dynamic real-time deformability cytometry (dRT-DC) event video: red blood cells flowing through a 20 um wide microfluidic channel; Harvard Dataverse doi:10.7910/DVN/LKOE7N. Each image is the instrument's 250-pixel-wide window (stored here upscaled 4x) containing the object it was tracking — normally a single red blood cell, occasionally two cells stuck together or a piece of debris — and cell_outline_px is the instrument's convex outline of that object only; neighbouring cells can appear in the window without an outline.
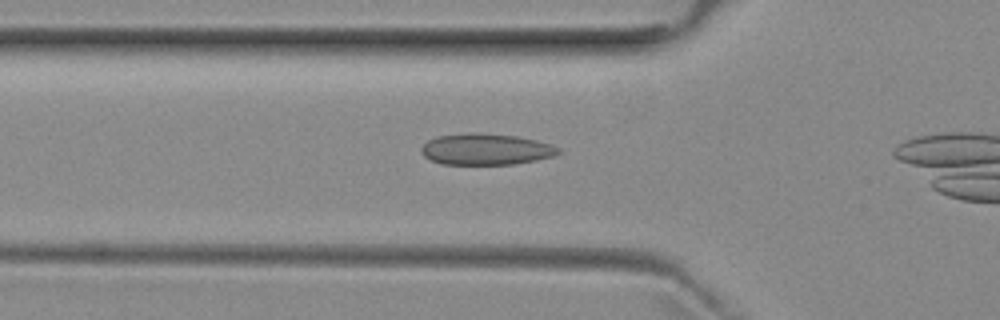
{"species": "common noctule bat (a hibernating species)", "species_latin": "Nyctalus noctula", "temperature_condition": "room temperature", "stored_images_in_passage": 26, "camera_frame_rate_fps": 3000, "um_per_image_px": 0.085, "animal": {"sex": "female", "body_mass_g": 29.2, "forearm_length_mm": 56.3}, "frame": {"image": 1, "passage_image": 2, "time_ms": 0.333, "image_size_px": [1000, 320], "cell_outline_px": [[560, 152], [552, 156], [536, 160], [512, 164], [440, 164], [424, 156], [420, 152], [420, 148], [428, 140], [436, 136], [472, 132], [476, 132], [516, 136], [536, 140], [552, 144], [560, 148]], "centroid_in_image_um": [41.28, 12.68], "position_along_channel_um": 84.5, "area_um2": 25.03}}
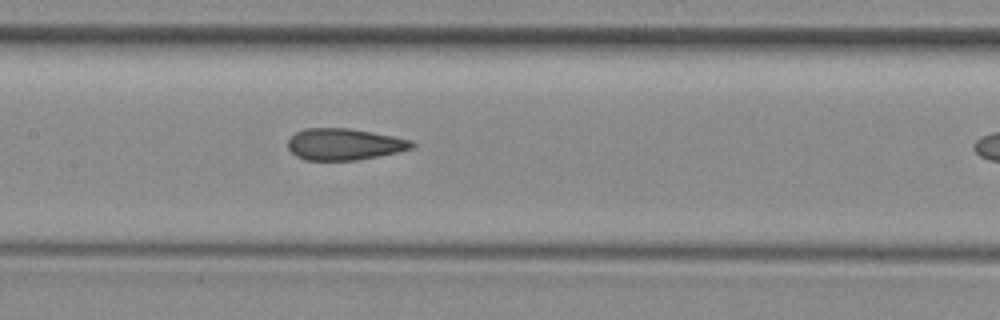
{"frame": {"image": 2, "passage_image": 9, "time_ms": 2.667, "image_size_px": [1000, 320], "cell_outline_px": [[416, 144], [412, 148], [396, 152], [356, 160], [304, 160], [296, 156], [288, 148], [288, 140], [296, 132], [304, 128], [348, 128], [372, 132], [412, 140]], "centroid_in_image_um": [29.24, 12.26], "position_along_channel_um": 178.2, "area_um2": 22.66}}
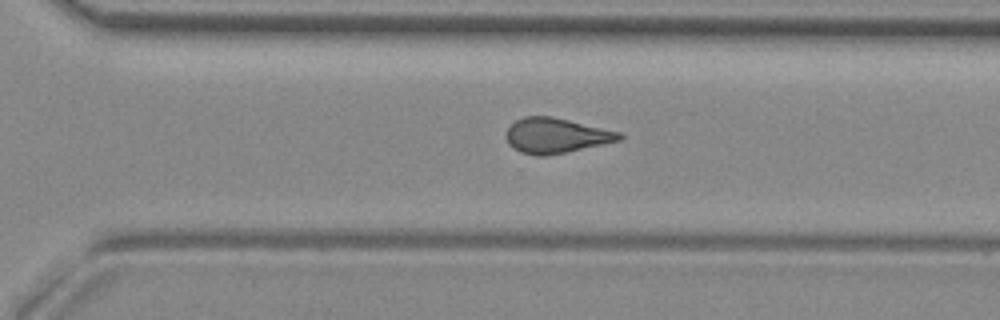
{"frame": {"image": 3, "passage_image": 20, "time_ms": 6.333, "image_size_px": [1000, 320], "cell_outline_px": [[624, 136], [620, 140], [548, 156], [536, 156], [520, 152], [512, 148], [508, 144], [508, 128], [516, 120], [524, 116], [552, 116], [620, 132]], "centroid_in_image_um": [47.25, 11.53], "position_along_channel_um": 323.4, "area_um2": 22.95}}